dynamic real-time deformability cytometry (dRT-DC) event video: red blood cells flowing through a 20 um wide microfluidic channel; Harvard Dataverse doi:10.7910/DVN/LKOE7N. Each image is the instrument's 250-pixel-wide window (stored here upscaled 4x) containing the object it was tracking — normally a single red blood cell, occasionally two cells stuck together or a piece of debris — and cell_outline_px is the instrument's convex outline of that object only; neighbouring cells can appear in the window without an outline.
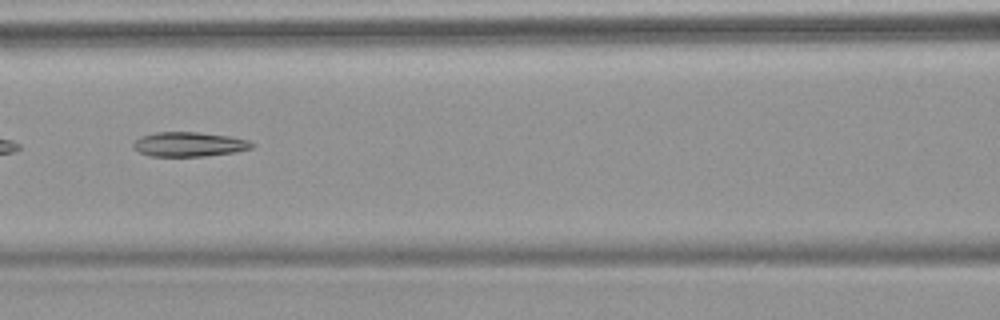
{"species": "common noctule bat (a hibernating species)", "species_latin": "Nyctalus noctula", "temperature_condition": "warm", "stored_images_in_passage": 4, "camera_frame_rate_fps": 3000, "um_per_image_px": 0.085, "animal": {"sex": "female", "body_mass_g": 18.4}, "frame": {"image": 1, "passage_image": 3, "time_ms": 2.0, "image_size_px": [1000, 320], "cell_outline_px": [[256, 144], [252, 148], [236, 152], [204, 156], [148, 156], [132, 148], [132, 144], [140, 136], [156, 132], [200, 132], [228, 136], [248, 140]], "centroid_in_image_um": [16.06, 12.26], "position_along_channel_um": 150.5, "area_um2": 17.05}}
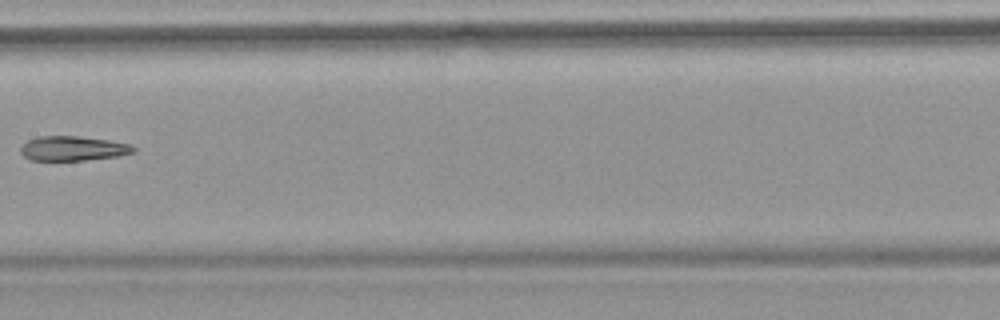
{"frame": {"image": 2, "passage_image": 4, "time_ms": 3.333, "image_size_px": [1000, 320], "cell_outline_px": [[136, 152], [120, 156], [84, 160], [32, 160], [24, 156], [20, 152], [20, 148], [28, 140], [40, 136], [80, 136], [108, 140], [132, 144], [136, 148]], "centroid_in_image_um": [6.26, 12.61], "position_along_channel_um": 201.1, "area_um2": 16.24}}